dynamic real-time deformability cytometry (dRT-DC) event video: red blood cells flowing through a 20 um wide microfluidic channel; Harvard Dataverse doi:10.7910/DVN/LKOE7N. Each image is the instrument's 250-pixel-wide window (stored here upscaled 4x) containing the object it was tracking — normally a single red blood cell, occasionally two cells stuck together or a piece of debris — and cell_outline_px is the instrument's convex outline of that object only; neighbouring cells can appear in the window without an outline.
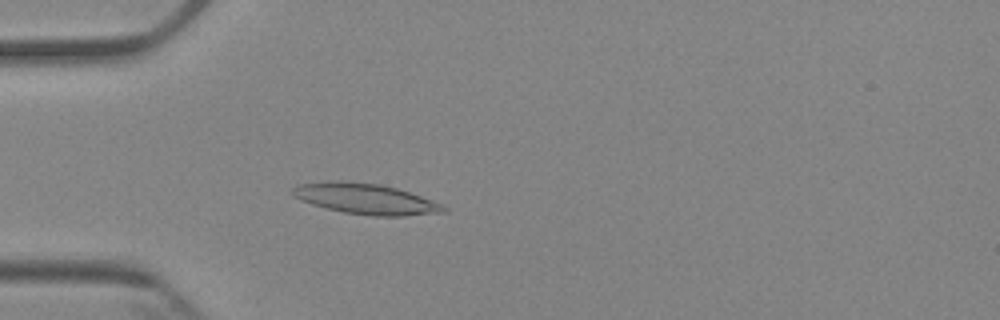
{"species": "Egyptian fruit bat (a non-hibernating species)", "species_latin": "Rousettus aegyptiacus", "temperature_condition": "cold", "stored_images_in_passage": 5, "camera_frame_rate_fps": 3000, "um_per_image_px": 0.085, "animal": {"sex": "female"}, "frame": {"image": 1, "passage_image": 5, "time_ms": 4.667, "image_size_px": [1000, 320], "cell_outline_px": [[448, 212], [404, 216], [372, 216], [344, 212], [312, 204], [300, 200], [292, 196], [292, 188], [296, 184], [336, 180], [344, 180], [380, 184], [396, 188], [444, 204], [448, 208]], "centroid_in_image_um": [31.09, 16.9], "position_along_channel_um": 53.9, "area_um2": 27.17}}